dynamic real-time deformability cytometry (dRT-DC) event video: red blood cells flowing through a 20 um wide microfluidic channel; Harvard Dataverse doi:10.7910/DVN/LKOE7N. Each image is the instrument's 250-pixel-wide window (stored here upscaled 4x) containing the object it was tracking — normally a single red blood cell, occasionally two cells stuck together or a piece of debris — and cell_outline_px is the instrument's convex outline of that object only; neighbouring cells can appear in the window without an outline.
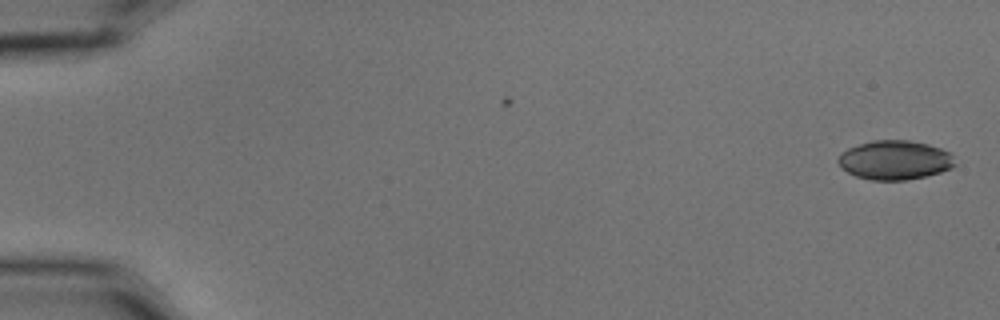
{"species": "common noctule bat (a hibernating species)", "species_latin": "Nyctalus noctula", "temperature_condition": "cold", "stored_images_in_passage": 2, "camera_frame_rate_fps": 3000, "um_per_image_px": 0.085, "animal": {"sex": "male", "body_mass_g": 15.6}, "frame": {"image": 1, "passage_image": 2, "time_ms": 0.333, "image_size_px": [1000, 320], "cell_outline_px": [[956, 164], [952, 168], [940, 172], [924, 176], [904, 180], [872, 180], [856, 176], [848, 172], [836, 160], [840, 152], [848, 148], [872, 140], [908, 140], [928, 144], [940, 148], [948, 152], [952, 156]], "centroid_in_image_um": [76.05, 13.6], "position_along_channel_um": 9.0, "area_um2": 26.53}}